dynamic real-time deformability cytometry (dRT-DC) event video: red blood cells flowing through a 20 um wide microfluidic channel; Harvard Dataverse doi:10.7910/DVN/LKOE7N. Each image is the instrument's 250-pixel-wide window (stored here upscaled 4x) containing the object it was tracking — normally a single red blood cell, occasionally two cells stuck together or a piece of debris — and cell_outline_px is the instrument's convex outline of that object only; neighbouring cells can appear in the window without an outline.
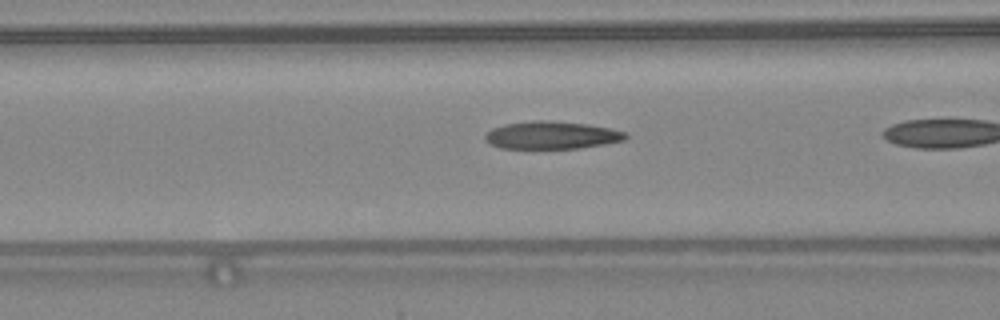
{"species": "common noctule bat (a hibernating species)", "species_latin": "Nyctalus noctula", "temperature_condition": "warm", "stored_images_in_passage": 20, "camera_frame_rate_fps": 3000, "um_per_image_px": 0.085, "animal": {"sex": "female", "body_mass_g": 24.6, "forearm_length_mm": 56.2}, "frame": {"image": 1, "passage_image": 16, "time_ms": 5.0, "image_size_px": [1000, 320], "cell_outline_px": [[628, 136], [624, 140], [604, 144], [580, 148], [500, 148], [488, 144], [484, 140], [484, 136], [492, 128], [504, 124], [532, 120], [544, 120], [588, 124], [612, 128], [624, 132]], "centroid_in_image_um": [46.86, 11.49], "position_along_channel_um": 119.7, "area_um2": 22.72}}